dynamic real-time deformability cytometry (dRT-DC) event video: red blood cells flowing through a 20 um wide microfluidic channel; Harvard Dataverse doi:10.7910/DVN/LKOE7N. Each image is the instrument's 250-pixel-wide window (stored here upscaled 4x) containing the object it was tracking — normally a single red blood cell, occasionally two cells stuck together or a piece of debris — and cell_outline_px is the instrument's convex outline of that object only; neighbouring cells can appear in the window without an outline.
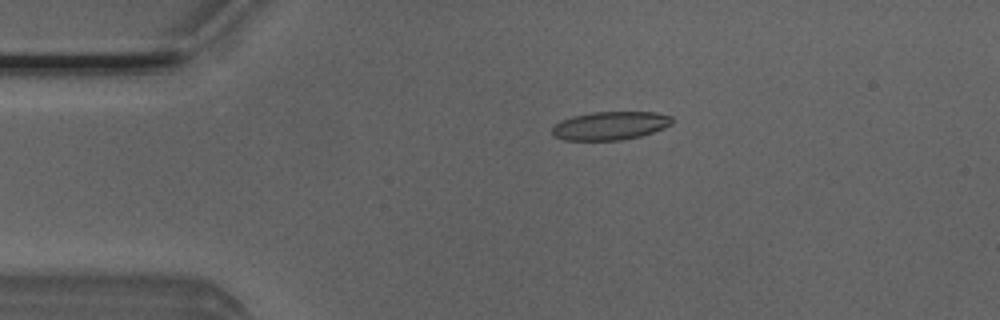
{"species": "Egyptian fruit bat (a non-hibernating species)", "species_latin": "Rousettus aegyptiacus", "temperature_condition": "room temperature", "stored_images_in_passage": 50, "camera_frame_rate_fps": 3000, "um_per_image_px": 0.085, "animal": {"sex": "male"}, "frame": {"image": 1, "passage_image": 10, "time_ms": 3.0, "image_size_px": [1000, 320], "cell_outline_px": [[672, 124], [664, 128], [640, 136], [620, 140], [564, 140], [552, 136], [552, 128], [560, 120], [572, 116], [592, 112], [656, 112], [672, 116]], "centroid_in_image_um": [51.85, 10.68], "position_along_channel_um": 33.1, "area_um2": 19.88}}
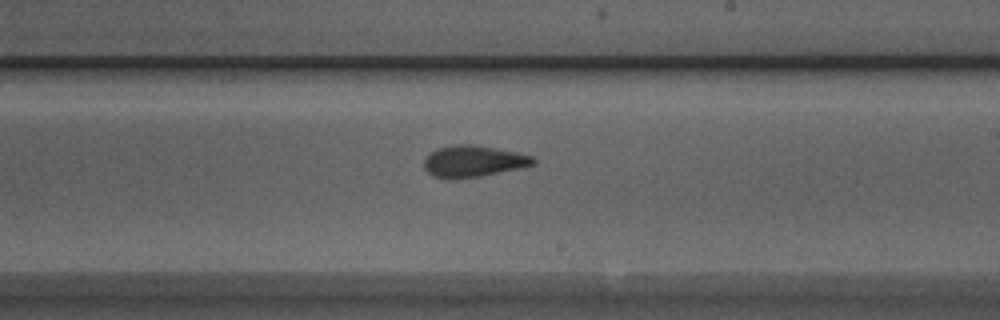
{"frame": {"image": 2, "passage_image": 29, "time_ms": 9.333, "image_size_px": [1000, 320], "cell_outline_px": [[536, 164], [524, 168], [480, 176], [448, 180], [432, 176], [424, 168], [424, 160], [436, 148], [456, 144], [472, 144], [516, 152], [532, 156], [536, 160]], "centroid_in_image_um": [40.24, 13.72], "position_along_channel_um": 248.8, "area_um2": 20.23}}
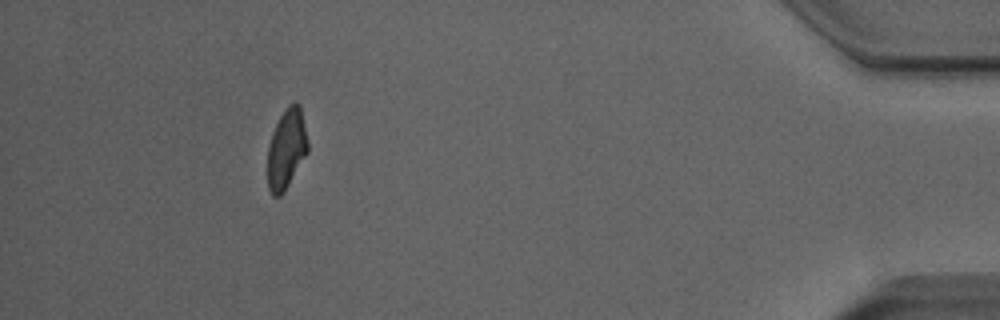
{"frame": {"image": 3, "passage_image": 46, "time_ms": 15.0, "image_size_px": [1000, 320], "cell_outline_px": [[308, 152], [284, 192], [280, 196], [272, 196], [268, 188], [268, 148], [272, 132], [280, 116], [288, 104], [292, 100], [300, 104], [308, 140]], "centroid_in_image_um": [24.36, 12.63], "position_along_channel_um": 410.8, "area_um2": 18.84}, "authors_computed_cell_mechanics": {"area_um2": 19.6231, "velocity_mm_per_s": 4.018, "shape_relaxation_time_tau1_ms": null, "shape_relaxation_time_tau2_ms": 2.5031, "deformation_change_tau1": null, "deformation_change_tau2": 0.1013}}